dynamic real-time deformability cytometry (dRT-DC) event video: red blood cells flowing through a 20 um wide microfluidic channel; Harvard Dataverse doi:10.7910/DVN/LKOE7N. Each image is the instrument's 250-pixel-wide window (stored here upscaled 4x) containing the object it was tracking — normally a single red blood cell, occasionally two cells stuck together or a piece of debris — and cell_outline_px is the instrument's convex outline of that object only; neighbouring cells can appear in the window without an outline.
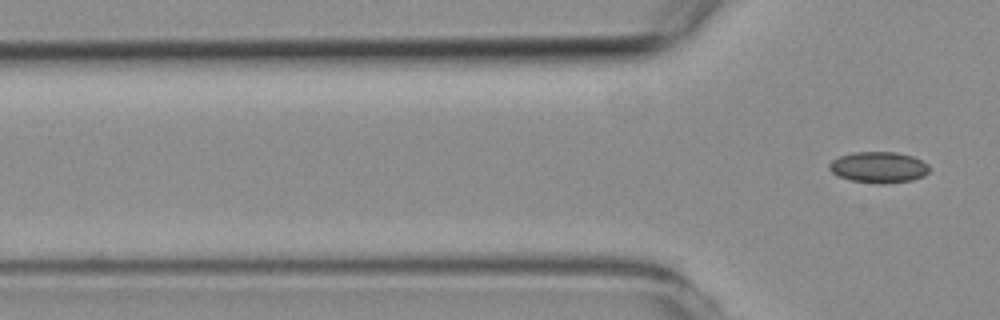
{"species": "common noctule bat (a hibernating species)", "species_latin": "Nyctalus noctula", "temperature_condition": "room temperature", "stored_images_in_passage": 3, "camera_frame_rate_fps": 3000, "um_per_image_px": 0.085, "animal": {"sex": "female", "body_mass_g": 19.3, "forearm_length_mm": 54.1}, "frame": {"image": 1, "passage_image": 3, "time_ms": 3.333, "image_size_px": [1000, 320], "cell_outline_px": [[928, 172], [924, 176], [912, 180], [876, 184], [848, 180], [832, 172], [828, 168], [828, 164], [832, 160], [840, 156], [852, 152], [896, 152], [912, 156], [928, 164]], "centroid_in_image_um": [74.66, 14.22], "position_along_channel_um": 51.1, "area_um2": 18.09}}